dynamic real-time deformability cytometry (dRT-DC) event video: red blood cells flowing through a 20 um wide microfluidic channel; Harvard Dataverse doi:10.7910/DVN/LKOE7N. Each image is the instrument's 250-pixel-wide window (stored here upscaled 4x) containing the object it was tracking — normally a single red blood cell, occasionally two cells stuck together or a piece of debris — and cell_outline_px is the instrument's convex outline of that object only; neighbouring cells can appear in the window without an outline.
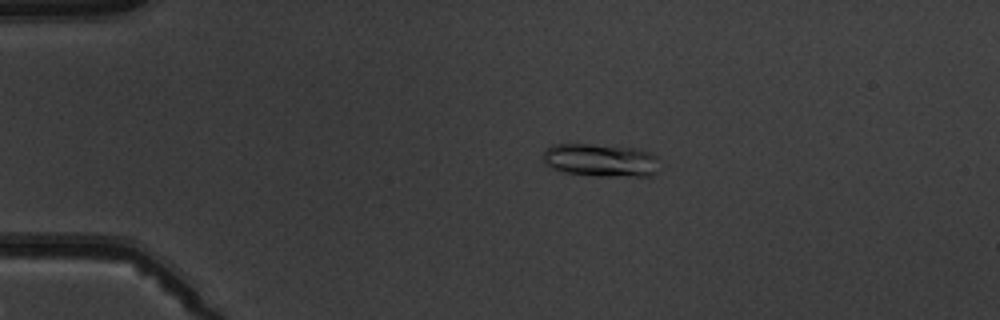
{"species": "common noctule bat (a hibernating species)", "species_latin": "Nyctalus noctula", "temperature_condition": "warm", "stored_images_in_passage": 6, "camera_frame_rate_fps": 3000, "um_per_image_px": 0.085, "animal": {"sex": "male", "body_mass_g": 19.5, "forearm_length_mm": 54.6}, "frame": {"image": 1, "passage_image": 4, "time_ms": 3.333, "image_size_px": [1000, 320], "cell_outline_px": [[656, 172], [652, 176], [596, 176], [564, 172], [552, 168], [544, 164], [544, 152], [552, 144], [588, 144], [636, 148], [648, 152], [656, 156]], "centroid_in_image_um": [51.03, 13.62], "position_along_channel_um": 34.0, "area_um2": 22.25}}